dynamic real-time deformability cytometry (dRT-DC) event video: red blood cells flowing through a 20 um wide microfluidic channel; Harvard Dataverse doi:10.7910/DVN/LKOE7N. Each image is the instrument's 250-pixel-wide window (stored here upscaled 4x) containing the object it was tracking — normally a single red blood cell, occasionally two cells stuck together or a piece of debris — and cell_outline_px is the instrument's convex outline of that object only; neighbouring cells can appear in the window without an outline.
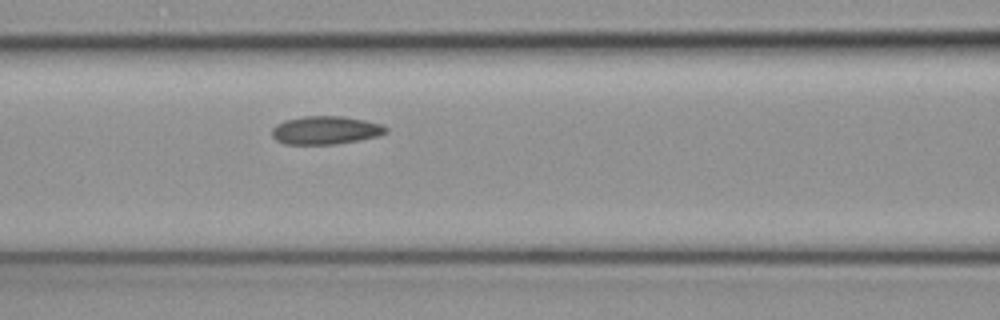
{"species": "common noctule bat (a hibernating species)", "species_latin": "Nyctalus noctula", "temperature_condition": "cold", "stored_images_in_passage": 4, "camera_frame_rate_fps": 3000, "um_per_image_px": 0.085, "animal": {"sex": "female", "body_mass_g": 19.3, "forearm_length_mm": 54.1}, "frame": {"image": 1, "passage_image": 4, "time_ms": 1.0, "image_size_px": [1000, 320], "cell_outline_px": [[388, 132], [380, 136], [336, 144], [284, 144], [276, 140], [272, 136], [272, 128], [276, 124], [284, 120], [304, 116], [344, 116], [364, 120], [380, 124], [388, 128]], "centroid_in_image_um": [27.67, 11.07], "position_along_channel_um": 138.9, "area_um2": 18.84}}